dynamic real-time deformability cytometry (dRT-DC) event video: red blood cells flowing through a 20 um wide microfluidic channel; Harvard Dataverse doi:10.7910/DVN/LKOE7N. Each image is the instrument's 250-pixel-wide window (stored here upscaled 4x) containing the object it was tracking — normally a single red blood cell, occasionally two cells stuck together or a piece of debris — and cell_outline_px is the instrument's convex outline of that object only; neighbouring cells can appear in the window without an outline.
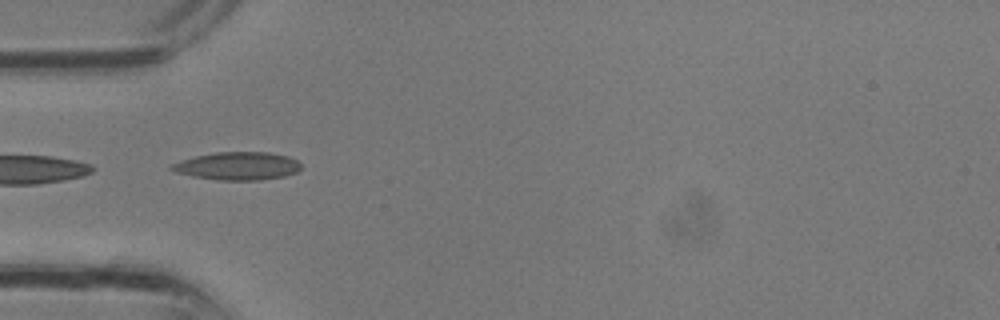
{"species": "common noctule bat (a hibernating species)", "species_latin": "Nyctalus noctula", "temperature_condition": "room temperature", "stored_images_in_passage": 14, "camera_frame_rate_fps": 3000, "um_per_image_px": 0.085, "animal": {"sex": "male", "body_mass_g": 13.3}, "frame": {"image": 1, "passage_image": 3, "time_ms": 0.667, "image_size_px": [1000, 320], "cell_outline_px": [[300, 168], [296, 172], [284, 176], [260, 180], [220, 180], [192, 176], [176, 172], [168, 168], [172, 164], [180, 160], [196, 156], [216, 152], [268, 152], [288, 156], [296, 160], [300, 164]], "centroid_in_image_um": [20.18, 14.1], "position_along_channel_um": 64.8, "area_um2": 20.98}}
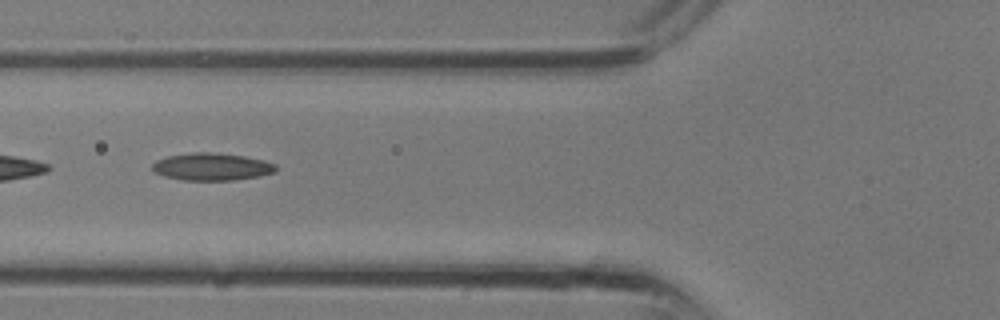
{"frame": {"image": 2, "passage_image": 5, "time_ms": 1.333, "image_size_px": [1000, 320], "cell_outline_px": [[276, 172], [256, 176], [232, 180], [184, 180], [164, 176], [156, 172], [152, 168], [152, 164], [156, 160], [168, 156], [196, 152], [208, 152], [244, 156], [264, 160], [276, 164]], "centroid_in_image_um": [18.0, 14.17], "position_along_channel_um": 107.8, "area_um2": 19.48}}
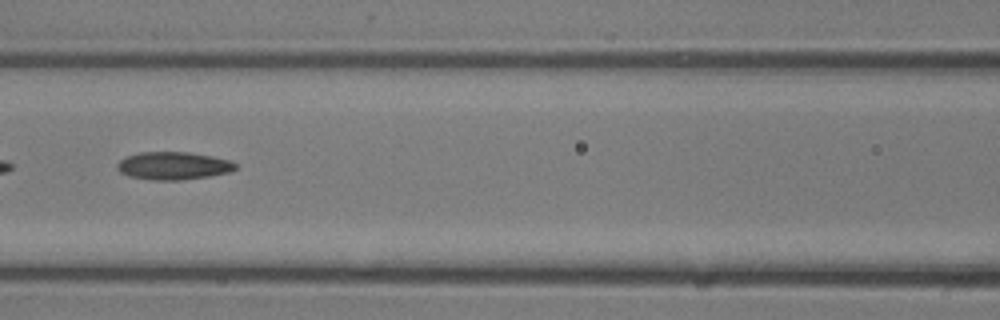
{"frame": {"image": 3, "passage_image": 7, "time_ms": 2.0, "image_size_px": [1000, 320], "cell_outline_px": [[236, 168], [228, 172], [208, 176], [180, 180], [152, 180], [128, 176], [120, 172], [116, 168], [116, 164], [120, 160], [128, 156], [140, 152], [188, 152], [212, 156], [232, 160], [236, 164]], "centroid_in_image_um": [14.72, 14.09], "position_along_channel_um": 151.9, "area_um2": 19.13}}